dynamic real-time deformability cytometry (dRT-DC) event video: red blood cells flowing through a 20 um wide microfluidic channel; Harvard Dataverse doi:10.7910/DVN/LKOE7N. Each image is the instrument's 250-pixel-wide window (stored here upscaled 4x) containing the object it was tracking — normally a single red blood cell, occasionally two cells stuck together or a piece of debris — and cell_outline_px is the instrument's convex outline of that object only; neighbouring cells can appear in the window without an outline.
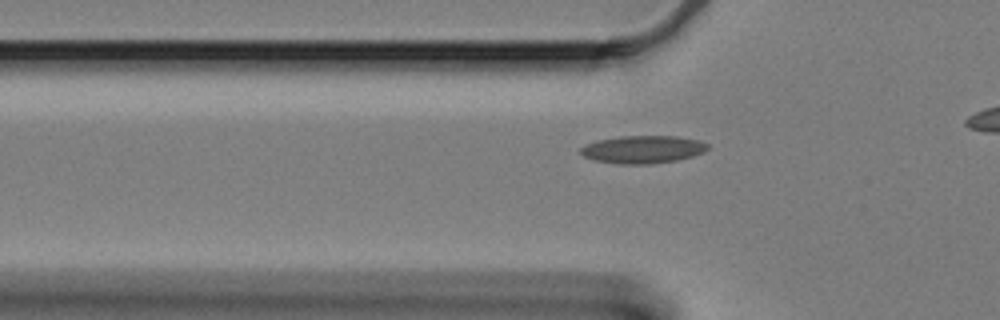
{"species": "Egyptian fruit bat (a non-hibernating species)", "species_latin": "Rousettus aegyptiacus", "temperature_condition": "cold", "stored_images_in_passage": 44, "camera_frame_rate_fps": 3000, "um_per_image_px": 0.085, "animal": {"sex": "female"}, "frame": {"image": 1, "passage_image": 14, "time_ms": 4.333, "image_size_px": [1000, 320], "cell_outline_px": [[708, 148], [704, 152], [692, 156], [676, 160], [652, 164], [620, 164], [592, 160], [584, 156], [580, 152], [580, 148], [584, 144], [596, 140], [620, 136], [676, 136], [700, 140], [708, 144]], "centroid_in_image_um": [54.61, 12.7], "position_along_channel_um": 71.2, "area_um2": 20.69}}
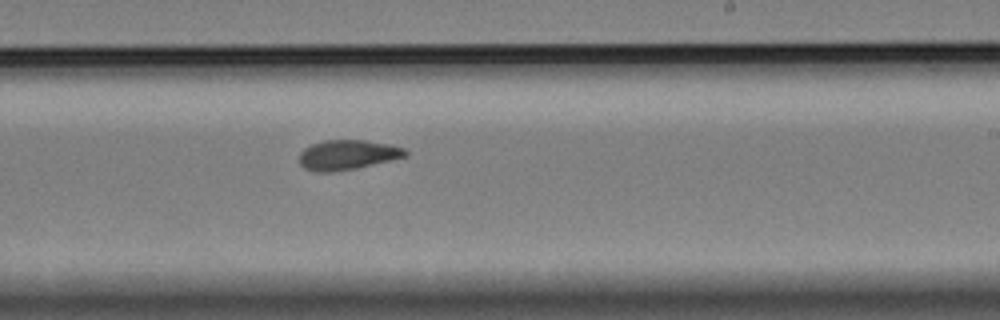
{"frame": {"image": 2, "passage_image": 31, "time_ms": 10.0, "image_size_px": [1000, 320], "cell_outline_px": [[408, 156], [356, 168], [332, 172], [316, 172], [304, 168], [300, 164], [300, 152], [304, 148], [312, 144], [324, 140], [364, 140], [392, 144], [404, 148], [408, 152]], "centroid_in_image_um": [29.55, 13.15], "position_along_channel_um": 259.5, "area_um2": 18.5}}
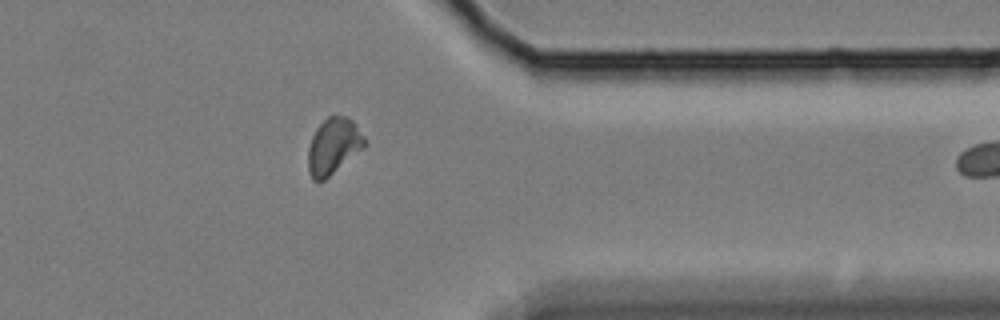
{"frame": {"image": 3, "passage_image": 43, "time_ms": 14.0, "image_size_px": [1000, 320], "cell_outline_px": [[368, 144], [364, 148], [324, 180], [312, 180], [308, 172], [308, 148], [312, 136], [316, 128], [328, 116], [348, 116], [352, 120], [364, 136]], "centroid_in_image_um": [28.35, 12.42], "position_along_channel_um": 383.1, "area_um2": 18.5}}